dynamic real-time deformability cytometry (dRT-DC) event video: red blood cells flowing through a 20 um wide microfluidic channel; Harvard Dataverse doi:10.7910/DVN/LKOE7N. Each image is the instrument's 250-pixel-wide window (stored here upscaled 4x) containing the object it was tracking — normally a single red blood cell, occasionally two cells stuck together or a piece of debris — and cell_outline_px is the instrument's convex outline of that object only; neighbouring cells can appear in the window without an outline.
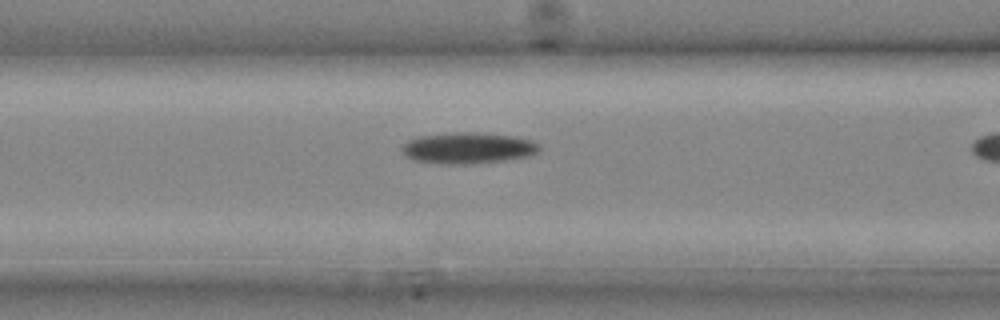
{"species": "common noctule bat (a hibernating species)", "species_latin": "Nyctalus noctula", "temperature_condition": "cold", "stored_images_in_passage": 10, "camera_frame_rate_fps": 3000, "um_per_image_px": 0.085, "animal": {"sex": "male", "body_mass_g": 20.4}, "frame": {"image": 1, "passage_image": 9, "time_ms": 2.667, "image_size_px": [1000, 320], "cell_outline_px": [[540, 152], [528, 156], [504, 160], [472, 164], [440, 164], [412, 160], [404, 156], [400, 148], [408, 140], [420, 136], [456, 132], [472, 132], [512, 136], [532, 140], [540, 144]], "centroid_in_image_um": [39.76, 12.59], "position_along_channel_um": 126.8, "area_um2": 25.14}}